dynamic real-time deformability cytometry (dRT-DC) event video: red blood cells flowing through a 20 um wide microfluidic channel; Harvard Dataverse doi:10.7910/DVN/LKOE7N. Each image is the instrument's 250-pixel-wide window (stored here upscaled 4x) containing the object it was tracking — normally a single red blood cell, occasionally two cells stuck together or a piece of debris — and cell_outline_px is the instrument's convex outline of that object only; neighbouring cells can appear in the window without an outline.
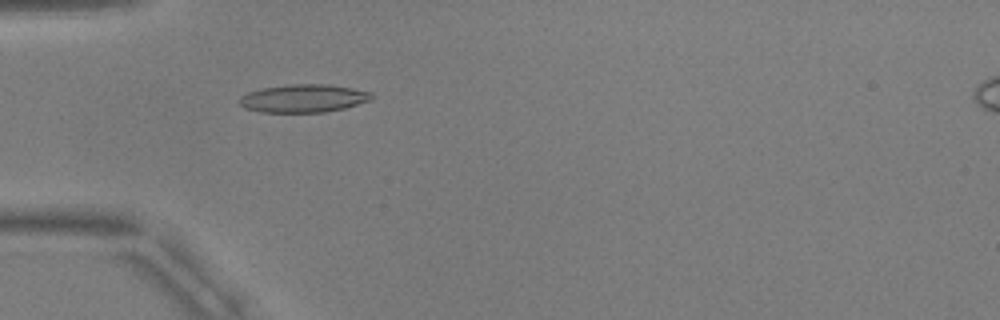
{"species": "common noctule bat (a hibernating species)", "species_latin": "Nyctalus noctula", "temperature_condition": "warm", "stored_images_in_passage": 40, "camera_frame_rate_fps": 3000, "um_per_image_px": 0.085, "animal": {"sex": "male", "body_mass_g": 17.9, "forearm_length_mm": 54.2}, "frame": {"image": 1, "passage_image": 3, "time_ms": 0.667, "image_size_px": [1000, 320], "cell_outline_px": [[372, 96], [368, 100], [344, 108], [324, 112], [264, 112], [244, 108], [236, 100], [240, 96], [248, 92], [264, 88], [292, 84], [328, 84], [352, 88], [372, 92]], "centroid_in_image_um": [25.75, 8.36], "position_along_channel_um": 59.3, "area_um2": 21.39}}
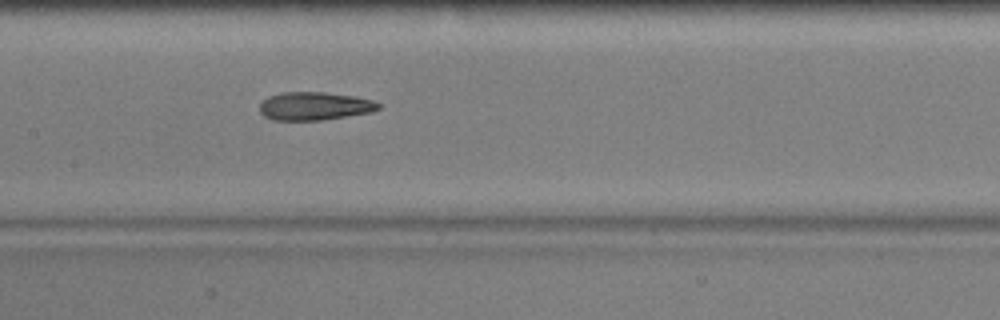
{"frame": {"image": 2, "passage_image": 13, "time_ms": 4.0, "image_size_px": [1000, 320], "cell_outline_px": [[380, 108], [372, 112], [320, 120], [272, 120], [264, 116], [260, 112], [260, 104], [268, 96], [280, 92], [324, 92], [356, 96], [372, 100], [380, 104]], "centroid_in_image_um": [26.72, 9.01], "position_along_channel_um": 180.7, "area_um2": 19.54}}
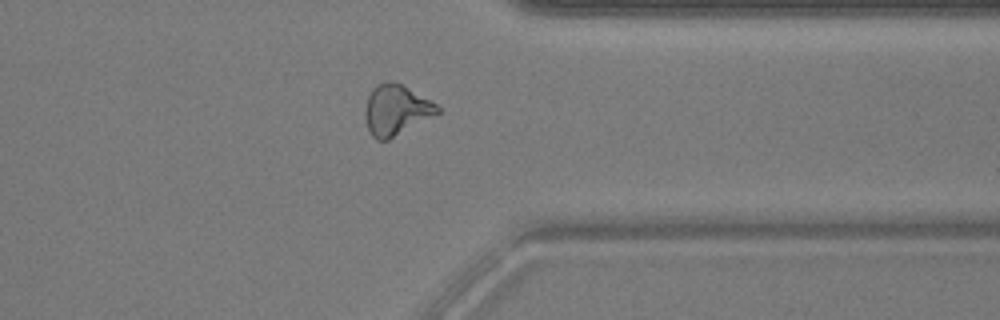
{"frame": {"image": 3, "passage_image": 29, "time_ms": 9.333, "image_size_px": [1000, 320], "cell_outline_px": [[440, 112], [388, 140], [376, 140], [372, 136], [368, 128], [364, 116], [364, 108], [368, 96], [372, 88], [376, 84], [384, 80], [388, 80], [400, 84], [436, 104], [440, 108]], "centroid_in_image_um": [33.61, 9.34], "position_along_channel_um": 377.8, "area_um2": 21.04}, "authors_computed_cell_mechanics": {"area_um2": 20.2878, "velocity_mm_per_s": 3.7701, "shape_relaxation_time_tau1_ms": 4.8746, "shape_relaxation_time_tau2_ms": 3.0471, "deformation_change_tau1": 0.1676, "deformation_change_tau2": 0.1321}}